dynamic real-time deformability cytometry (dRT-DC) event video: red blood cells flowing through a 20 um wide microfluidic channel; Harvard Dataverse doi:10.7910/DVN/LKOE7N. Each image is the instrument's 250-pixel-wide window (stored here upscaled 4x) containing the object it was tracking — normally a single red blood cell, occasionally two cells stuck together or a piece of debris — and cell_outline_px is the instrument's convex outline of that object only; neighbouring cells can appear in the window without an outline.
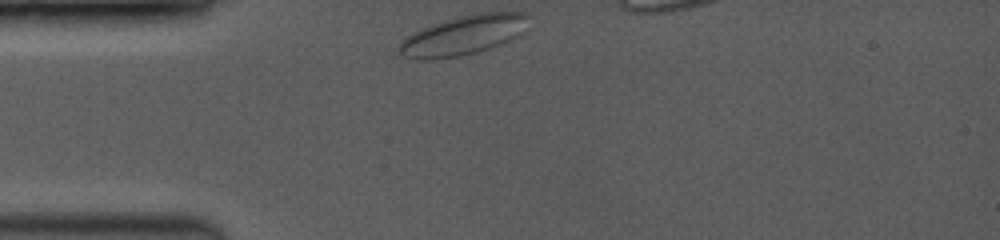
{"species": "common noctule bat (a hibernating species)", "species_latin": "Nyctalus noctula", "temperature_condition": "room temperature", "stored_images_in_passage": 38, "camera_frame_rate_fps": 3500, "um_per_image_px": 0.085, "animal": {"sex": "female", "body_mass_g": 19.0, "forearm_length_mm": 53.3}, "frame": {"image": 1, "passage_image": 1, "time_ms": 0.0, "image_size_px": [1000, 240], "cell_outline_px": [[528, 16], [520, 32], [516, 36], [508, 40], [472, 52], [456, 56], [424, 60], [420, 60], [404, 56], [396, 52], [396, 48], [400, 40], [412, 32], [432, 24], [444, 20], [460, 16], [480, 12], [528, 12]], "centroid_in_image_um": [39.24, 2.98], "position_along_channel_um": 45.8, "area_um2": 29.13}}
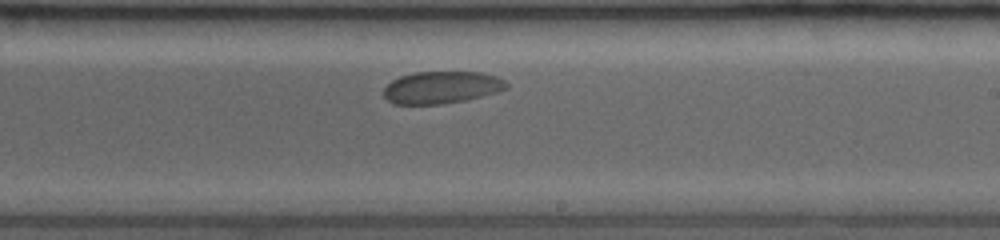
{"frame": {"image": 2, "passage_image": 22, "time_ms": 6.0, "image_size_px": [1000, 240], "cell_outline_px": [[508, 88], [496, 92], [464, 100], [444, 104], [392, 104], [384, 96], [384, 88], [392, 80], [400, 76], [412, 72], [480, 72], [496, 76], [504, 80], [508, 84]], "centroid_in_image_um": [37.51, 7.42], "position_along_channel_um": 251.5, "area_um2": 23.0}}
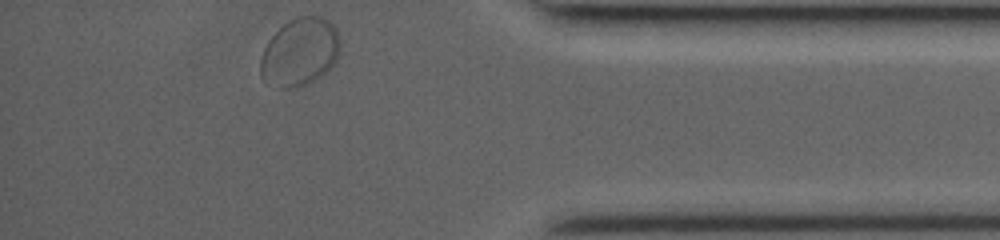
{"frame": {"image": 3, "passage_image": 38, "time_ms": 10.571, "image_size_px": [1000, 240], "cell_outline_px": [[340, 48], [336, 60], [320, 76], [308, 84], [292, 88], [276, 88], [260, 72], [260, 56], [268, 40], [288, 20], [296, 16], [320, 16], [328, 20], [336, 28], [340, 40]], "centroid_in_image_um": [25.49, 4.4], "position_along_channel_um": 409.7, "area_um2": 31.39}}